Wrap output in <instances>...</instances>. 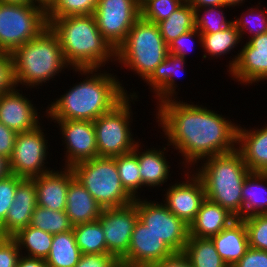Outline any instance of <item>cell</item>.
Returning a JSON list of instances; mask_svg holds the SVG:
<instances>
[{
  "label": "cell",
  "instance_id": "6da1fadb",
  "mask_svg": "<svg viewBox=\"0 0 267 267\" xmlns=\"http://www.w3.org/2000/svg\"><path fill=\"white\" fill-rule=\"evenodd\" d=\"M191 103L171 99L156 106V122L168 140L167 146L184 156L185 168L235 150L239 126L215 110Z\"/></svg>",
  "mask_w": 267,
  "mask_h": 267
},
{
  "label": "cell",
  "instance_id": "7a4b0ae2",
  "mask_svg": "<svg viewBox=\"0 0 267 267\" xmlns=\"http://www.w3.org/2000/svg\"><path fill=\"white\" fill-rule=\"evenodd\" d=\"M74 70L81 75L85 74L86 77L48 105L45 117L50 118V121L87 120L93 122L100 115L110 111L128 94L122 86L123 83L117 79L116 75L107 73L108 71L104 72L96 68Z\"/></svg>",
  "mask_w": 267,
  "mask_h": 267
},
{
  "label": "cell",
  "instance_id": "3957f363",
  "mask_svg": "<svg viewBox=\"0 0 267 267\" xmlns=\"http://www.w3.org/2000/svg\"><path fill=\"white\" fill-rule=\"evenodd\" d=\"M56 34L66 62L72 69H100L116 60V50L103 37L94 15L47 18Z\"/></svg>",
  "mask_w": 267,
  "mask_h": 267
},
{
  "label": "cell",
  "instance_id": "277c9868",
  "mask_svg": "<svg viewBox=\"0 0 267 267\" xmlns=\"http://www.w3.org/2000/svg\"><path fill=\"white\" fill-rule=\"evenodd\" d=\"M202 161L194 173L204 184L206 198L243 219L242 188L251 171L240 152L235 149Z\"/></svg>",
  "mask_w": 267,
  "mask_h": 267
},
{
  "label": "cell",
  "instance_id": "5b68a950",
  "mask_svg": "<svg viewBox=\"0 0 267 267\" xmlns=\"http://www.w3.org/2000/svg\"><path fill=\"white\" fill-rule=\"evenodd\" d=\"M11 55L17 87L24 85L26 88H37L66 68H71L65 60L56 34L49 26L34 39L16 48Z\"/></svg>",
  "mask_w": 267,
  "mask_h": 267
},
{
  "label": "cell",
  "instance_id": "8992f818",
  "mask_svg": "<svg viewBox=\"0 0 267 267\" xmlns=\"http://www.w3.org/2000/svg\"><path fill=\"white\" fill-rule=\"evenodd\" d=\"M168 54L158 25L140 17L116 49L115 61L145 81Z\"/></svg>",
  "mask_w": 267,
  "mask_h": 267
},
{
  "label": "cell",
  "instance_id": "52a82bcc",
  "mask_svg": "<svg viewBox=\"0 0 267 267\" xmlns=\"http://www.w3.org/2000/svg\"><path fill=\"white\" fill-rule=\"evenodd\" d=\"M74 177L104 208H119L134 202L123 188L114 158L96 157L74 164Z\"/></svg>",
  "mask_w": 267,
  "mask_h": 267
},
{
  "label": "cell",
  "instance_id": "ba28073f",
  "mask_svg": "<svg viewBox=\"0 0 267 267\" xmlns=\"http://www.w3.org/2000/svg\"><path fill=\"white\" fill-rule=\"evenodd\" d=\"M129 94L110 111L93 121L98 157L113 158L130 153L139 143L133 138L130 128L133 120L131 102L138 99V95L134 91Z\"/></svg>",
  "mask_w": 267,
  "mask_h": 267
},
{
  "label": "cell",
  "instance_id": "9c48e42d",
  "mask_svg": "<svg viewBox=\"0 0 267 267\" xmlns=\"http://www.w3.org/2000/svg\"><path fill=\"white\" fill-rule=\"evenodd\" d=\"M47 26L46 11L42 7L0 2V52L12 53Z\"/></svg>",
  "mask_w": 267,
  "mask_h": 267
},
{
  "label": "cell",
  "instance_id": "30bf717a",
  "mask_svg": "<svg viewBox=\"0 0 267 267\" xmlns=\"http://www.w3.org/2000/svg\"><path fill=\"white\" fill-rule=\"evenodd\" d=\"M45 129L39 125L28 132L17 133L15 146L9 159L10 173L31 179L52 170L46 166L49 152Z\"/></svg>",
  "mask_w": 267,
  "mask_h": 267
},
{
  "label": "cell",
  "instance_id": "8fae6325",
  "mask_svg": "<svg viewBox=\"0 0 267 267\" xmlns=\"http://www.w3.org/2000/svg\"><path fill=\"white\" fill-rule=\"evenodd\" d=\"M140 198L136 199L139 220L173 252H183L189 238V226L176 217L164 203Z\"/></svg>",
  "mask_w": 267,
  "mask_h": 267
},
{
  "label": "cell",
  "instance_id": "7c38bea8",
  "mask_svg": "<svg viewBox=\"0 0 267 267\" xmlns=\"http://www.w3.org/2000/svg\"><path fill=\"white\" fill-rule=\"evenodd\" d=\"M98 29L116 50L141 17L137 0H98L93 13Z\"/></svg>",
  "mask_w": 267,
  "mask_h": 267
},
{
  "label": "cell",
  "instance_id": "4fadbf2b",
  "mask_svg": "<svg viewBox=\"0 0 267 267\" xmlns=\"http://www.w3.org/2000/svg\"><path fill=\"white\" fill-rule=\"evenodd\" d=\"M136 199L119 208H104L98 218L104 231L107 254L121 261L129 250L131 235L138 221Z\"/></svg>",
  "mask_w": 267,
  "mask_h": 267
},
{
  "label": "cell",
  "instance_id": "5bb4252c",
  "mask_svg": "<svg viewBox=\"0 0 267 267\" xmlns=\"http://www.w3.org/2000/svg\"><path fill=\"white\" fill-rule=\"evenodd\" d=\"M229 62L232 80L240 84H254L267 80V33L249 38Z\"/></svg>",
  "mask_w": 267,
  "mask_h": 267
},
{
  "label": "cell",
  "instance_id": "9a60e30c",
  "mask_svg": "<svg viewBox=\"0 0 267 267\" xmlns=\"http://www.w3.org/2000/svg\"><path fill=\"white\" fill-rule=\"evenodd\" d=\"M189 170L183 171H187L184 173L187 180L185 178V181L176 182L168 187L163 201L166 207L188 226L195 220L201 204L206 199L202 180L194 172L189 173Z\"/></svg>",
  "mask_w": 267,
  "mask_h": 267
},
{
  "label": "cell",
  "instance_id": "2e32d148",
  "mask_svg": "<svg viewBox=\"0 0 267 267\" xmlns=\"http://www.w3.org/2000/svg\"><path fill=\"white\" fill-rule=\"evenodd\" d=\"M60 127L66 154L63 167L98 157L94 124L87 120H54Z\"/></svg>",
  "mask_w": 267,
  "mask_h": 267
},
{
  "label": "cell",
  "instance_id": "e0dca14e",
  "mask_svg": "<svg viewBox=\"0 0 267 267\" xmlns=\"http://www.w3.org/2000/svg\"><path fill=\"white\" fill-rule=\"evenodd\" d=\"M174 252L139 219L131 235L127 255L120 261L122 267H153Z\"/></svg>",
  "mask_w": 267,
  "mask_h": 267
},
{
  "label": "cell",
  "instance_id": "ac0fdd59",
  "mask_svg": "<svg viewBox=\"0 0 267 267\" xmlns=\"http://www.w3.org/2000/svg\"><path fill=\"white\" fill-rule=\"evenodd\" d=\"M17 87L0 95V122L16 133L36 129L39 122L38 109Z\"/></svg>",
  "mask_w": 267,
  "mask_h": 267
},
{
  "label": "cell",
  "instance_id": "d6986e66",
  "mask_svg": "<svg viewBox=\"0 0 267 267\" xmlns=\"http://www.w3.org/2000/svg\"><path fill=\"white\" fill-rule=\"evenodd\" d=\"M37 206V191L32 179L23 178L15 191L6 220L0 225L1 237H12L30 224Z\"/></svg>",
  "mask_w": 267,
  "mask_h": 267
},
{
  "label": "cell",
  "instance_id": "ffe728a7",
  "mask_svg": "<svg viewBox=\"0 0 267 267\" xmlns=\"http://www.w3.org/2000/svg\"><path fill=\"white\" fill-rule=\"evenodd\" d=\"M73 177V170L65 167L31 178L37 191V205L53 211H65L68 186Z\"/></svg>",
  "mask_w": 267,
  "mask_h": 267
},
{
  "label": "cell",
  "instance_id": "44dd1931",
  "mask_svg": "<svg viewBox=\"0 0 267 267\" xmlns=\"http://www.w3.org/2000/svg\"><path fill=\"white\" fill-rule=\"evenodd\" d=\"M237 145L236 149L251 172L267 173V124L252 130L239 124Z\"/></svg>",
  "mask_w": 267,
  "mask_h": 267
},
{
  "label": "cell",
  "instance_id": "7402d4cb",
  "mask_svg": "<svg viewBox=\"0 0 267 267\" xmlns=\"http://www.w3.org/2000/svg\"><path fill=\"white\" fill-rule=\"evenodd\" d=\"M186 59L168 54V56L154 69L152 74L144 81L150 86L154 97L157 99V106L164 101L176 99V77L180 71L185 70ZM178 74V75H177ZM176 76V77H175ZM181 77V76H180ZM176 80V81H175Z\"/></svg>",
  "mask_w": 267,
  "mask_h": 267
},
{
  "label": "cell",
  "instance_id": "603a6c76",
  "mask_svg": "<svg viewBox=\"0 0 267 267\" xmlns=\"http://www.w3.org/2000/svg\"><path fill=\"white\" fill-rule=\"evenodd\" d=\"M211 240L218 254L229 267L235 265L249 248L246 226L239 218L211 237Z\"/></svg>",
  "mask_w": 267,
  "mask_h": 267
},
{
  "label": "cell",
  "instance_id": "cb8c5ba5",
  "mask_svg": "<svg viewBox=\"0 0 267 267\" xmlns=\"http://www.w3.org/2000/svg\"><path fill=\"white\" fill-rule=\"evenodd\" d=\"M66 214L74 226L97 221L102 212L94 197L73 177L68 186Z\"/></svg>",
  "mask_w": 267,
  "mask_h": 267
},
{
  "label": "cell",
  "instance_id": "d4e9b609",
  "mask_svg": "<svg viewBox=\"0 0 267 267\" xmlns=\"http://www.w3.org/2000/svg\"><path fill=\"white\" fill-rule=\"evenodd\" d=\"M236 219L228 210L206 198L189 225V236L211 238Z\"/></svg>",
  "mask_w": 267,
  "mask_h": 267
},
{
  "label": "cell",
  "instance_id": "484cf974",
  "mask_svg": "<svg viewBox=\"0 0 267 267\" xmlns=\"http://www.w3.org/2000/svg\"><path fill=\"white\" fill-rule=\"evenodd\" d=\"M140 144H136L133 152L137 155L139 163V171L141 176V189L143 187L159 188L167 182L170 172V165L165 156L166 148L164 147L161 151L159 148H149L141 152L142 147ZM140 147V148H139ZM164 150V151H163ZM159 186V187H158Z\"/></svg>",
  "mask_w": 267,
  "mask_h": 267
},
{
  "label": "cell",
  "instance_id": "4316f807",
  "mask_svg": "<svg viewBox=\"0 0 267 267\" xmlns=\"http://www.w3.org/2000/svg\"><path fill=\"white\" fill-rule=\"evenodd\" d=\"M242 200L243 218L267 214V173L250 172L247 175L242 188Z\"/></svg>",
  "mask_w": 267,
  "mask_h": 267
},
{
  "label": "cell",
  "instance_id": "83f0119b",
  "mask_svg": "<svg viewBox=\"0 0 267 267\" xmlns=\"http://www.w3.org/2000/svg\"><path fill=\"white\" fill-rule=\"evenodd\" d=\"M81 255L72 229L53 235L51 249L45 260L49 267H75Z\"/></svg>",
  "mask_w": 267,
  "mask_h": 267
},
{
  "label": "cell",
  "instance_id": "f1b7e54d",
  "mask_svg": "<svg viewBox=\"0 0 267 267\" xmlns=\"http://www.w3.org/2000/svg\"><path fill=\"white\" fill-rule=\"evenodd\" d=\"M12 238L18 244L21 254L22 250L26 249L28 255L24 252L25 256L46 259L51 249L53 234L28 225Z\"/></svg>",
  "mask_w": 267,
  "mask_h": 267
},
{
  "label": "cell",
  "instance_id": "f546056e",
  "mask_svg": "<svg viewBox=\"0 0 267 267\" xmlns=\"http://www.w3.org/2000/svg\"><path fill=\"white\" fill-rule=\"evenodd\" d=\"M183 253L193 267H229L218 254L211 238L189 236Z\"/></svg>",
  "mask_w": 267,
  "mask_h": 267
},
{
  "label": "cell",
  "instance_id": "4dcf8cb0",
  "mask_svg": "<svg viewBox=\"0 0 267 267\" xmlns=\"http://www.w3.org/2000/svg\"><path fill=\"white\" fill-rule=\"evenodd\" d=\"M160 34L168 45L178 36L195 28V10L186 0L167 19L157 23Z\"/></svg>",
  "mask_w": 267,
  "mask_h": 267
},
{
  "label": "cell",
  "instance_id": "1f68e13d",
  "mask_svg": "<svg viewBox=\"0 0 267 267\" xmlns=\"http://www.w3.org/2000/svg\"><path fill=\"white\" fill-rule=\"evenodd\" d=\"M202 35V50L203 59L208 58L207 55L211 57H220L231 53V51L239 45L242 41L240 37V32L236 28L235 24L226 27L222 31L210 34Z\"/></svg>",
  "mask_w": 267,
  "mask_h": 267
},
{
  "label": "cell",
  "instance_id": "d6a6232c",
  "mask_svg": "<svg viewBox=\"0 0 267 267\" xmlns=\"http://www.w3.org/2000/svg\"><path fill=\"white\" fill-rule=\"evenodd\" d=\"M73 233L82 254H107L104 231L98 220L74 225Z\"/></svg>",
  "mask_w": 267,
  "mask_h": 267
},
{
  "label": "cell",
  "instance_id": "836d02e7",
  "mask_svg": "<svg viewBox=\"0 0 267 267\" xmlns=\"http://www.w3.org/2000/svg\"><path fill=\"white\" fill-rule=\"evenodd\" d=\"M113 158L123 188L133 199L139 198L137 194H139L138 190L141 189V176L137 155L132 151Z\"/></svg>",
  "mask_w": 267,
  "mask_h": 267
},
{
  "label": "cell",
  "instance_id": "e575fe53",
  "mask_svg": "<svg viewBox=\"0 0 267 267\" xmlns=\"http://www.w3.org/2000/svg\"><path fill=\"white\" fill-rule=\"evenodd\" d=\"M29 225L53 235L73 229L66 211H53L38 205L33 211Z\"/></svg>",
  "mask_w": 267,
  "mask_h": 267
},
{
  "label": "cell",
  "instance_id": "d590c367",
  "mask_svg": "<svg viewBox=\"0 0 267 267\" xmlns=\"http://www.w3.org/2000/svg\"><path fill=\"white\" fill-rule=\"evenodd\" d=\"M228 5L199 8L195 10V28L201 34L217 33L233 24V20H227L224 16V8ZM203 12V13H202Z\"/></svg>",
  "mask_w": 267,
  "mask_h": 267
},
{
  "label": "cell",
  "instance_id": "8d00e7d4",
  "mask_svg": "<svg viewBox=\"0 0 267 267\" xmlns=\"http://www.w3.org/2000/svg\"><path fill=\"white\" fill-rule=\"evenodd\" d=\"M98 0H56L46 11L47 18L91 15L94 13Z\"/></svg>",
  "mask_w": 267,
  "mask_h": 267
},
{
  "label": "cell",
  "instance_id": "74e56055",
  "mask_svg": "<svg viewBox=\"0 0 267 267\" xmlns=\"http://www.w3.org/2000/svg\"><path fill=\"white\" fill-rule=\"evenodd\" d=\"M256 7H250L248 9L247 6V13H241V15H243L240 18L237 17V19L233 20V23L240 32L241 39L243 37L242 35H245L244 33H246V31L251 34L250 37L248 35V38H253L259 36L260 34L267 33V15L264 13L265 11L267 12V9L265 8V10H259V6L256 5Z\"/></svg>",
  "mask_w": 267,
  "mask_h": 267
},
{
  "label": "cell",
  "instance_id": "f35d334b",
  "mask_svg": "<svg viewBox=\"0 0 267 267\" xmlns=\"http://www.w3.org/2000/svg\"><path fill=\"white\" fill-rule=\"evenodd\" d=\"M186 0H146L141 7V17L152 23L167 19Z\"/></svg>",
  "mask_w": 267,
  "mask_h": 267
},
{
  "label": "cell",
  "instance_id": "ab89813d",
  "mask_svg": "<svg viewBox=\"0 0 267 267\" xmlns=\"http://www.w3.org/2000/svg\"><path fill=\"white\" fill-rule=\"evenodd\" d=\"M247 230L249 247L267 251V214L242 219Z\"/></svg>",
  "mask_w": 267,
  "mask_h": 267
},
{
  "label": "cell",
  "instance_id": "60d3db41",
  "mask_svg": "<svg viewBox=\"0 0 267 267\" xmlns=\"http://www.w3.org/2000/svg\"><path fill=\"white\" fill-rule=\"evenodd\" d=\"M22 179L15 174H9L7 177L0 179V225L6 220L8 211L14 201L18 183Z\"/></svg>",
  "mask_w": 267,
  "mask_h": 267
},
{
  "label": "cell",
  "instance_id": "b9f144b4",
  "mask_svg": "<svg viewBox=\"0 0 267 267\" xmlns=\"http://www.w3.org/2000/svg\"><path fill=\"white\" fill-rule=\"evenodd\" d=\"M196 37L198 38L197 39L198 43L200 44V46H202V35L196 28H194L191 31H189L185 34H182V35L178 36L176 39H174L173 41H171L168 44L169 53L173 54L174 56L186 59L187 53L192 52V49H193L192 47H193L194 42H195L194 38H196ZM189 43L192 45V47L190 46Z\"/></svg>",
  "mask_w": 267,
  "mask_h": 267
},
{
  "label": "cell",
  "instance_id": "7bdbcfd3",
  "mask_svg": "<svg viewBox=\"0 0 267 267\" xmlns=\"http://www.w3.org/2000/svg\"><path fill=\"white\" fill-rule=\"evenodd\" d=\"M16 87L12 55L9 52H0V95Z\"/></svg>",
  "mask_w": 267,
  "mask_h": 267
},
{
  "label": "cell",
  "instance_id": "ee69618b",
  "mask_svg": "<svg viewBox=\"0 0 267 267\" xmlns=\"http://www.w3.org/2000/svg\"><path fill=\"white\" fill-rule=\"evenodd\" d=\"M20 255L18 244L12 237L0 236V267H17Z\"/></svg>",
  "mask_w": 267,
  "mask_h": 267
},
{
  "label": "cell",
  "instance_id": "f6af8a7d",
  "mask_svg": "<svg viewBox=\"0 0 267 267\" xmlns=\"http://www.w3.org/2000/svg\"><path fill=\"white\" fill-rule=\"evenodd\" d=\"M75 267H122L120 261L110 254H82Z\"/></svg>",
  "mask_w": 267,
  "mask_h": 267
},
{
  "label": "cell",
  "instance_id": "bcb514c9",
  "mask_svg": "<svg viewBox=\"0 0 267 267\" xmlns=\"http://www.w3.org/2000/svg\"><path fill=\"white\" fill-rule=\"evenodd\" d=\"M232 267H267V251L249 247Z\"/></svg>",
  "mask_w": 267,
  "mask_h": 267
},
{
  "label": "cell",
  "instance_id": "7dc6e473",
  "mask_svg": "<svg viewBox=\"0 0 267 267\" xmlns=\"http://www.w3.org/2000/svg\"><path fill=\"white\" fill-rule=\"evenodd\" d=\"M17 133L0 122V155L10 159L15 146Z\"/></svg>",
  "mask_w": 267,
  "mask_h": 267
},
{
  "label": "cell",
  "instance_id": "c3c4849f",
  "mask_svg": "<svg viewBox=\"0 0 267 267\" xmlns=\"http://www.w3.org/2000/svg\"><path fill=\"white\" fill-rule=\"evenodd\" d=\"M153 267H193L183 252H174L172 255L158 261Z\"/></svg>",
  "mask_w": 267,
  "mask_h": 267
},
{
  "label": "cell",
  "instance_id": "681fc988",
  "mask_svg": "<svg viewBox=\"0 0 267 267\" xmlns=\"http://www.w3.org/2000/svg\"><path fill=\"white\" fill-rule=\"evenodd\" d=\"M17 267H49L43 258L28 257L23 254L19 256Z\"/></svg>",
  "mask_w": 267,
  "mask_h": 267
},
{
  "label": "cell",
  "instance_id": "f907efd6",
  "mask_svg": "<svg viewBox=\"0 0 267 267\" xmlns=\"http://www.w3.org/2000/svg\"><path fill=\"white\" fill-rule=\"evenodd\" d=\"M193 9L225 5L224 0H187Z\"/></svg>",
  "mask_w": 267,
  "mask_h": 267
},
{
  "label": "cell",
  "instance_id": "816d5d0a",
  "mask_svg": "<svg viewBox=\"0 0 267 267\" xmlns=\"http://www.w3.org/2000/svg\"><path fill=\"white\" fill-rule=\"evenodd\" d=\"M10 173L9 160L0 155V179L7 177Z\"/></svg>",
  "mask_w": 267,
  "mask_h": 267
},
{
  "label": "cell",
  "instance_id": "f5cc1de1",
  "mask_svg": "<svg viewBox=\"0 0 267 267\" xmlns=\"http://www.w3.org/2000/svg\"><path fill=\"white\" fill-rule=\"evenodd\" d=\"M56 0H34L35 4L47 11Z\"/></svg>",
  "mask_w": 267,
  "mask_h": 267
},
{
  "label": "cell",
  "instance_id": "db71d44e",
  "mask_svg": "<svg viewBox=\"0 0 267 267\" xmlns=\"http://www.w3.org/2000/svg\"><path fill=\"white\" fill-rule=\"evenodd\" d=\"M0 2L11 4H35L34 0H0Z\"/></svg>",
  "mask_w": 267,
  "mask_h": 267
},
{
  "label": "cell",
  "instance_id": "11a10c76",
  "mask_svg": "<svg viewBox=\"0 0 267 267\" xmlns=\"http://www.w3.org/2000/svg\"><path fill=\"white\" fill-rule=\"evenodd\" d=\"M245 0H224V4L225 5H228V6H232V7H235V6H239V5H243L242 3H244Z\"/></svg>",
  "mask_w": 267,
  "mask_h": 267
},
{
  "label": "cell",
  "instance_id": "9f6ffc18",
  "mask_svg": "<svg viewBox=\"0 0 267 267\" xmlns=\"http://www.w3.org/2000/svg\"><path fill=\"white\" fill-rule=\"evenodd\" d=\"M140 6L146 1V0H137Z\"/></svg>",
  "mask_w": 267,
  "mask_h": 267
}]
</instances>
